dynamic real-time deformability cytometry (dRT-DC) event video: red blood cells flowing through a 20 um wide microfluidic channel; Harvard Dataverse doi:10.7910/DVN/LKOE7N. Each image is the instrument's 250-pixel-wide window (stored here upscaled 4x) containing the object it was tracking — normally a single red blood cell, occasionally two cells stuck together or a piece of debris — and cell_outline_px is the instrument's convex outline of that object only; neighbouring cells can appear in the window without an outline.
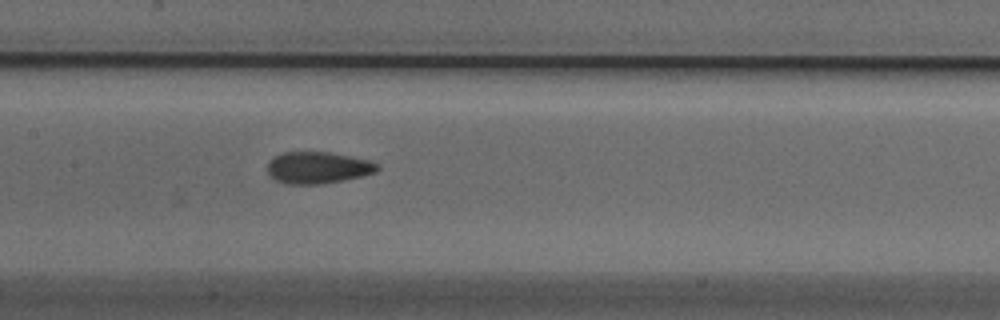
{"species": "Egyptian fruit bat (a non-hibernating species)", "species_latin": "Rousettus aegyptiacus", "temperature_condition": "cold", "stored_images_in_passage": 30, "camera_frame_rate_fps": 3000, "um_per_image_px": 0.085, "animal": {"sex": "male"}, "frame": {"image": 1, "passage_image": 12, "time_ms": 3.667, "image_size_px": [1000, 320], "cell_outline_px": [[380, 168], [376, 172], [364, 176], [344, 180], [320, 184], [284, 184], [276, 180], [268, 172], [268, 160], [272, 156], [284, 152], [328, 152], [368, 160], [380, 164]], "centroid_in_image_um": [27.02, 14.25], "position_along_channel_um": 180.4, "area_um2": 20.46}}
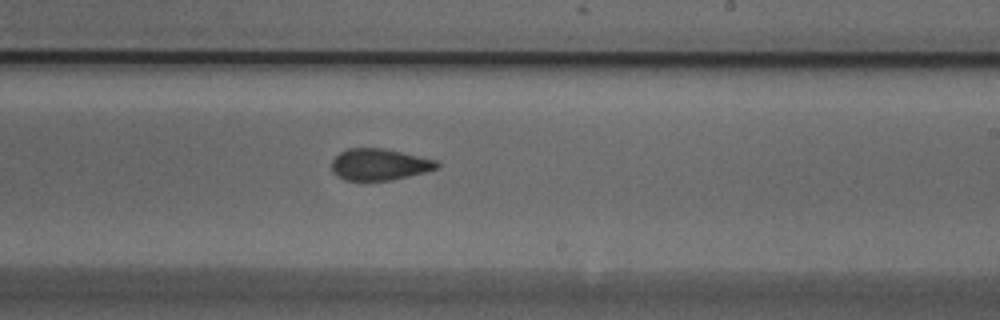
{"frame": {"image": 2, "passage_image": 18, "time_ms": 5.667, "image_size_px": [1000, 320], "cell_outline_px": [[440, 168], [392, 180], [344, 180], [336, 176], [332, 172], [332, 160], [340, 152], [348, 148], [384, 148], [436, 160], [440, 164]], "centroid_in_image_um": [32.24, 13.98], "position_along_channel_um": 256.8, "area_um2": 19.36}}
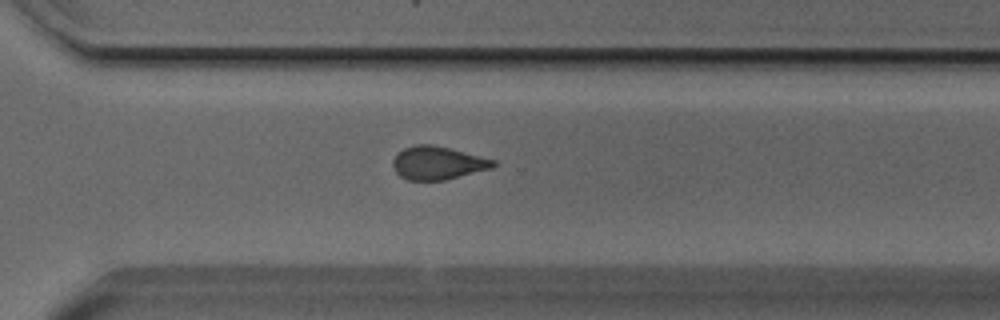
{"frame": {"image": 3, "passage_image": 24, "time_ms": 7.667, "image_size_px": [1000, 320], "cell_outline_px": [[496, 164], [492, 168], [444, 180], [408, 180], [400, 176], [392, 168], [392, 160], [404, 148], [416, 144], [432, 144], [496, 160]], "centroid_in_image_um": [37.18, 13.85], "position_along_channel_um": 333.4, "area_um2": 19.25}}